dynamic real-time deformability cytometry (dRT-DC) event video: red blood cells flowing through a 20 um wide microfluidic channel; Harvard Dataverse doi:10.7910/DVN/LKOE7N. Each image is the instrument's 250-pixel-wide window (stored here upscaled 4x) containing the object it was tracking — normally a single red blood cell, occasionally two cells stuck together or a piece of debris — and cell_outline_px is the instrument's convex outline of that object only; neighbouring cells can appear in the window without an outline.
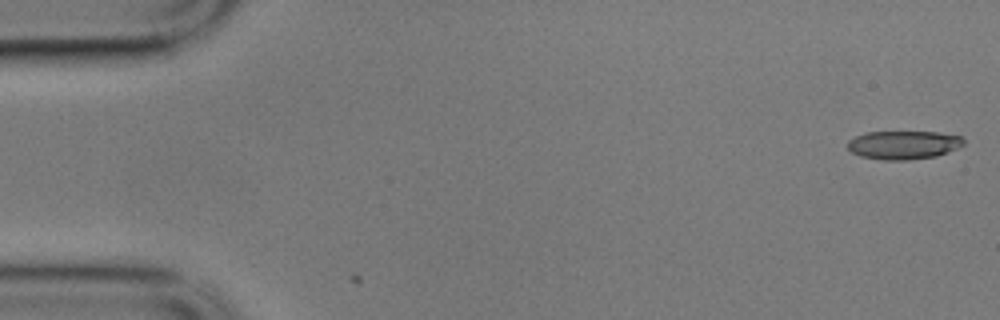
{"species": "common noctule bat (a hibernating species)", "species_latin": "Nyctalus noctula", "temperature_condition": "cold", "stored_images_in_passage": 5, "camera_frame_rate_fps": 3000, "um_per_image_px": 0.085, "animal": {"sex": "male", "body_mass_g": 17.9}, "frame": {"image": 1, "passage_image": 1, "time_ms": 0.0, "image_size_px": [1000, 320], "cell_outline_px": [[964, 144], [948, 152], [936, 156], [908, 160], [884, 160], [860, 156], [852, 152], [848, 148], [848, 140], [856, 136], [868, 132], [940, 132], [960, 136], [964, 140]], "centroid_in_image_um": [76.8, 12.32], "position_along_channel_um": 8.2, "area_um2": 19.19}}
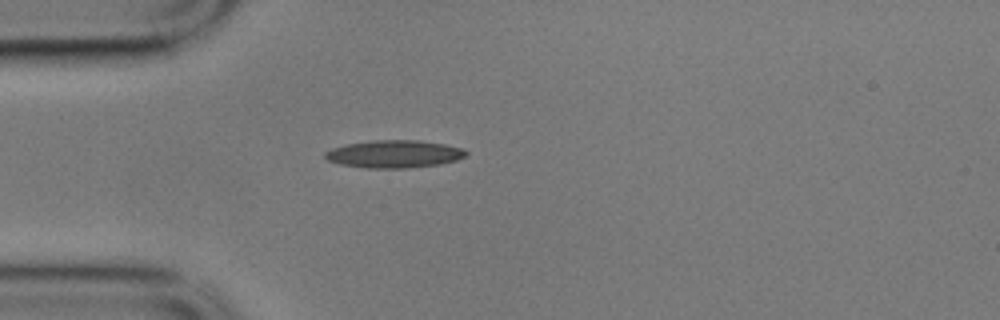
{"frame": {"image": 2, "passage_image": 5, "time_ms": 1.333, "image_size_px": [1000, 320], "cell_outline_px": [[468, 152], [464, 156], [456, 160], [440, 164], [408, 168], [368, 168], [340, 164], [328, 160], [324, 156], [324, 152], [332, 148], [348, 144], [372, 140], [420, 140], [444, 144], [464, 148]], "centroid_in_image_um": [33.52, 13.09], "position_along_channel_um": 51.5, "area_um2": 22.66}}